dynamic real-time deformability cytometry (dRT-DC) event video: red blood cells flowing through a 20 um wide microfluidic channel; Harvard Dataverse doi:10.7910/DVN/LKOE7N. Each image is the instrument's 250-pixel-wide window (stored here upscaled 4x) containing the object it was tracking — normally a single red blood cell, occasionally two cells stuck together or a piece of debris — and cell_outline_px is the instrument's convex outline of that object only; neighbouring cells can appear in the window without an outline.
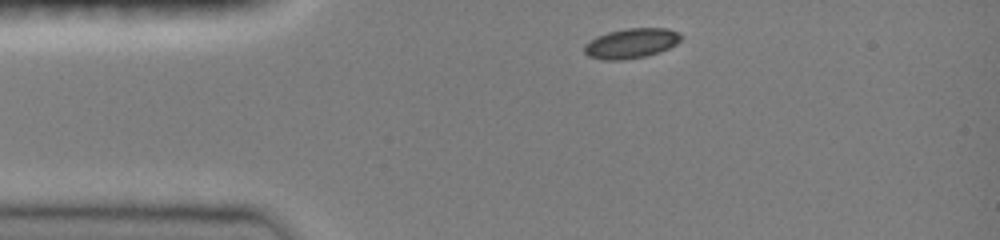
{"species": "common noctule bat (a hibernating species)", "species_latin": "Nyctalus noctula", "temperature_condition": "room temperature", "stored_images_in_passage": 10, "camera_frame_rate_fps": 3000, "um_per_image_px": 0.085, "animal": {"sex": "female", "body_mass_g": 19.0, "forearm_length_mm": 51.5}, "frame": {"image": 1, "passage_image": 1, "time_ms": 0.0, "image_size_px": [1000, 240], "cell_outline_px": [[680, 40], [676, 44], [660, 52], [644, 56], [620, 60], [604, 60], [588, 56], [584, 52], [584, 44], [596, 36], [608, 32], [624, 28], [668, 28], [680, 32]], "centroid_in_image_um": [53.63, 3.67], "position_along_channel_um": 31.4, "area_um2": 16.88}}